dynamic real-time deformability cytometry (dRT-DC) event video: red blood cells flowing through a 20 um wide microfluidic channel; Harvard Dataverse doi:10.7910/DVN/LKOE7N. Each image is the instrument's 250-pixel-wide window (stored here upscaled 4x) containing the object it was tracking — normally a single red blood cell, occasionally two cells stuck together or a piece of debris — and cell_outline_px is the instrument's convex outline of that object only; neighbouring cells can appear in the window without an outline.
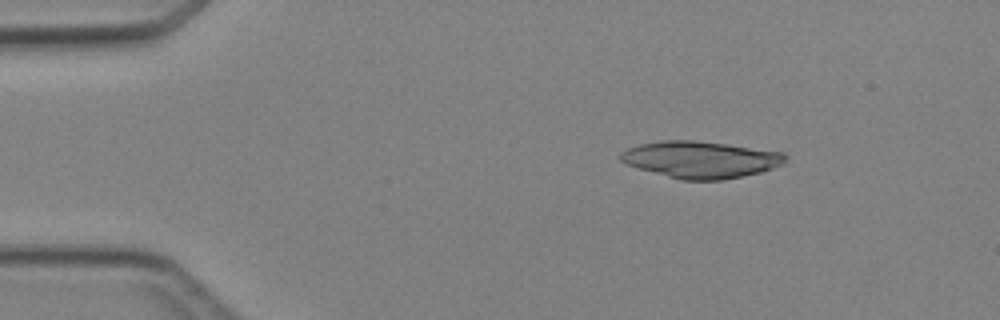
{"species": "Egyptian fruit bat (a non-hibernating species)", "species_latin": "Rousettus aegyptiacus", "temperature_condition": "cold", "stored_images_in_passage": 3, "camera_frame_rate_fps": 3000, "um_per_image_px": 0.085, "animal": {"sex": "female"}, "frame": {"image": 1, "passage_image": 2, "time_ms": 1.333, "image_size_px": [1000, 320], "cell_outline_px": [[788, 160], [784, 164], [760, 172], [744, 176], [724, 180], [680, 180], [624, 164], [620, 160], [620, 152], [624, 148], [640, 144], [664, 140], [692, 140], [724, 144], [784, 152], [788, 156]], "centroid_in_image_um": [59.54, 13.57], "position_along_channel_um": 25.5, "area_um2": 35.55}}